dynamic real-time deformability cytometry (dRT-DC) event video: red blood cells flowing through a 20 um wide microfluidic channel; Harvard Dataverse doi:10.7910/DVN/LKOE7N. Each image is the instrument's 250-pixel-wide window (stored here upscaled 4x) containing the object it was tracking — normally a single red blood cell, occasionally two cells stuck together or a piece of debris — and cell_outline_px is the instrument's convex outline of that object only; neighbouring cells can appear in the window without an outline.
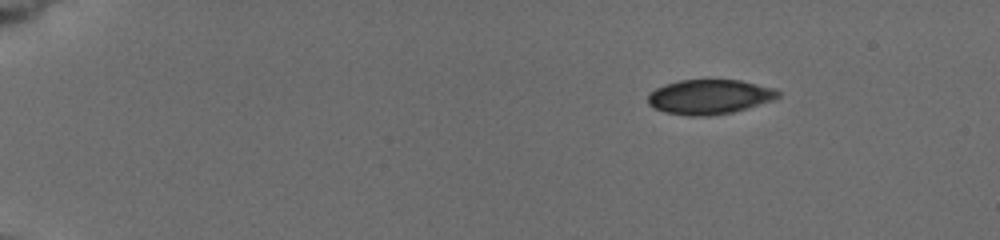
{"species": "common noctule bat (a hibernating species)", "species_latin": "Nyctalus noctula", "temperature_condition": "cold", "stored_images_in_passage": 20, "camera_frame_rate_fps": 3000, "um_per_image_px": 0.085, "animal": {"sex": "female", "body_mass_g": 19.5, "forearm_length_mm": 54.1}, "frame": {"image": 1, "passage_image": 1, "time_ms": 0.0, "image_size_px": [1000, 240], "cell_outline_px": [[780, 96], [772, 100], [732, 112], [708, 116], [688, 116], [664, 112], [648, 104], [648, 96], [656, 88], [664, 84], [680, 80], [740, 80], [772, 88], [780, 92]], "centroid_in_image_um": [60.27, 8.23], "position_along_channel_um": 24.7, "area_um2": 26.01}}
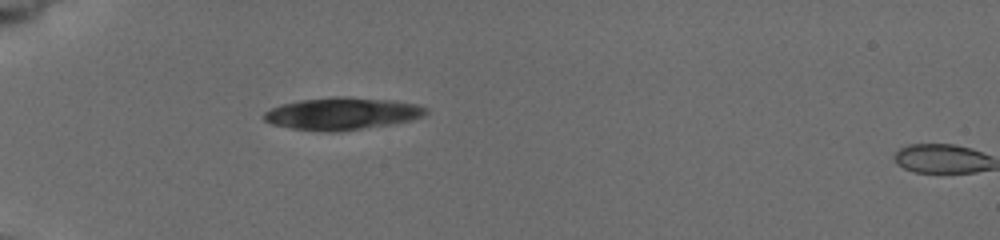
{"frame": {"image": 2, "passage_image": 19, "time_ms": 3.333, "image_size_px": [1000, 240], "cell_outline_px": [[428, 112], [420, 116], [408, 120], [388, 124], [340, 132], [328, 132], [292, 128], [272, 124], [264, 120], [264, 112], [280, 104], [300, 100], [332, 96], [344, 96], [392, 100], [416, 104], [428, 108]], "centroid_in_image_um": [29.04, 9.64], "position_along_channel_um": 56.0, "area_um2": 30.29}}